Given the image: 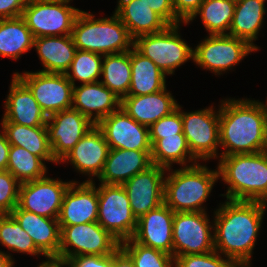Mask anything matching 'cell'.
<instances>
[{
	"label": "cell",
	"instance_id": "cell-19",
	"mask_svg": "<svg viewBox=\"0 0 267 267\" xmlns=\"http://www.w3.org/2000/svg\"><path fill=\"white\" fill-rule=\"evenodd\" d=\"M173 218L174 212L162 203L137 220L132 239L173 256Z\"/></svg>",
	"mask_w": 267,
	"mask_h": 267
},
{
	"label": "cell",
	"instance_id": "cell-20",
	"mask_svg": "<svg viewBox=\"0 0 267 267\" xmlns=\"http://www.w3.org/2000/svg\"><path fill=\"white\" fill-rule=\"evenodd\" d=\"M71 108L88 117L96 125L121 108V98L100 81L75 85Z\"/></svg>",
	"mask_w": 267,
	"mask_h": 267
},
{
	"label": "cell",
	"instance_id": "cell-44",
	"mask_svg": "<svg viewBox=\"0 0 267 267\" xmlns=\"http://www.w3.org/2000/svg\"><path fill=\"white\" fill-rule=\"evenodd\" d=\"M204 0H172V6L176 17L186 23L200 8Z\"/></svg>",
	"mask_w": 267,
	"mask_h": 267
},
{
	"label": "cell",
	"instance_id": "cell-8",
	"mask_svg": "<svg viewBox=\"0 0 267 267\" xmlns=\"http://www.w3.org/2000/svg\"><path fill=\"white\" fill-rule=\"evenodd\" d=\"M60 229L61 261L78 255H110L120 246V242L98 222L60 226Z\"/></svg>",
	"mask_w": 267,
	"mask_h": 267
},
{
	"label": "cell",
	"instance_id": "cell-52",
	"mask_svg": "<svg viewBox=\"0 0 267 267\" xmlns=\"http://www.w3.org/2000/svg\"><path fill=\"white\" fill-rule=\"evenodd\" d=\"M262 105L264 107V110H265V113H266V118H267V101H266L265 104L262 102Z\"/></svg>",
	"mask_w": 267,
	"mask_h": 267
},
{
	"label": "cell",
	"instance_id": "cell-1",
	"mask_svg": "<svg viewBox=\"0 0 267 267\" xmlns=\"http://www.w3.org/2000/svg\"><path fill=\"white\" fill-rule=\"evenodd\" d=\"M264 209L259 201L226 200L214 212L215 251L238 267H250Z\"/></svg>",
	"mask_w": 267,
	"mask_h": 267
},
{
	"label": "cell",
	"instance_id": "cell-13",
	"mask_svg": "<svg viewBox=\"0 0 267 267\" xmlns=\"http://www.w3.org/2000/svg\"><path fill=\"white\" fill-rule=\"evenodd\" d=\"M15 74L31 91L47 116L71 109L73 84L65 73L24 72Z\"/></svg>",
	"mask_w": 267,
	"mask_h": 267
},
{
	"label": "cell",
	"instance_id": "cell-49",
	"mask_svg": "<svg viewBox=\"0 0 267 267\" xmlns=\"http://www.w3.org/2000/svg\"><path fill=\"white\" fill-rule=\"evenodd\" d=\"M47 261L42 262L37 267H66L64 261L58 259H46Z\"/></svg>",
	"mask_w": 267,
	"mask_h": 267
},
{
	"label": "cell",
	"instance_id": "cell-35",
	"mask_svg": "<svg viewBox=\"0 0 267 267\" xmlns=\"http://www.w3.org/2000/svg\"><path fill=\"white\" fill-rule=\"evenodd\" d=\"M7 171L20 183H24L44 178L47 174V167L40 157L25 148L11 145Z\"/></svg>",
	"mask_w": 267,
	"mask_h": 267
},
{
	"label": "cell",
	"instance_id": "cell-39",
	"mask_svg": "<svg viewBox=\"0 0 267 267\" xmlns=\"http://www.w3.org/2000/svg\"><path fill=\"white\" fill-rule=\"evenodd\" d=\"M175 267H238L231 259L222 258L217 251L175 257Z\"/></svg>",
	"mask_w": 267,
	"mask_h": 267
},
{
	"label": "cell",
	"instance_id": "cell-41",
	"mask_svg": "<svg viewBox=\"0 0 267 267\" xmlns=\"http://www.w3.org/2000/svg\"><path fill=\"white\" fill-rule=\"evenodd\" d=\"M20 184L9 171H0V215L11 214L16 208Z\"/></svg>",
	"mask_w": 267,
	"mask_h": 267
},
{
	"label": "cell",
	"instance_id": "cell-4",
	"mask_svg": "<svg viewBox=\"0 0 267 267\" xmlns=\"http://www.w3.org/2000/svg\"><path fill=\"white\" fill-rule=\"evenodd\" d=\"M165 177L164 203L174 212H206V202L215 182L219 179L217 170L196 163L171 171Z\"/></svg>",
	"mask_w": 267,
	"mask_h": 267
},
{
	"label": "cell",
	"instance_id": "cell-32",
	"mask_svg": "<svg viewBox=\"0 0 267 267\" xmlns=\"http://www.w3.org/2000/svg\"><path fill=\"white\" fill-rule=\"evenodd\" d=\"M151 161L152 164L165 169L172 168L171 165L173 163L180 164L182 167L198 163L190 152L187 140L183 133H178L176 136H163V138L158 139L152 145ZM187 161L189 163L192 162L193 164L187 165Z\"/></svg>",
	"mask_w": 267,
	"mask_h": 267
},
{
	"label": "cell",
	"instance_id": "cell-38",
	"mask_svg": "<svg viewBox=\"0 0 267 267\" xmlns=\"http://www.w3.org/2000/svg\"><path fill=\"white\" fill-rule=\"evenodd\" d=\"M120 247L131 257L134 267L175 266V258L172 255L137 243L132 238L120 242Z\"/></svg>",
	"mask_w": 267,
	"mask_h": 267
},
{
	"label": "cell",
	"instance_id": "cell-27",
	"mask_svg": "<svg viewBox=\"0 0 267 267\" xmlns=\"http://www.w3.org/2000/svg\"><path fill=\"white\" fill-rule=\"evenodd\" d=\"M34 48L44 66L40 72L66 73L77 50L71 35L34 38Z\"/></svg>",
	"mask_w": 267,
	"mask_h": 267
},
{
	"label": "cell",
	"instance_id": "cell-25",
	"mask_svg": "<svg viewBox=\"0 0 267 267\" xmlns=\"http://www.w3.org/2000/svg\"><path fill=\"white\" fill-rule=\"evenodd\" d=\"M177 106L178 103L166 87L156 93L121 99V108L136 122L148 127L169 115Z\"/></svg>",
	"mask_w": 267,
	"mask_h": 267
},
{
	"label": "cell",
	"instance_id": "cell-43",
	"mask_svg": "<svg viewBox=\"0 0 267 267\" xmlns=\"http://www.w3.org/2000/svg\"><path fill=\"white\" fill-rule=\"evenodd\" d=\"M154 12L159 14L169 25L182 23L175 15L172 0H141Z\"/></svg>",
	"mask_w": 267,
	"mask_h": 267
},
{
	"label": "cell",
	"instance_id": "cell-42",
	"mask_svg": "<svg viewBox=\"0 0 267 267\" xmlns=\"http://www.w3.org/2000/svg\"><path fill=\"white\" fill-rule=\"evenodd\" d=\"M66 267H112V254L78 255L63 260Z\"/></svg>",
	"mask_w": 267,
	"mask_h": 267
},
{
	"label": "cell",
	"instance_id": "cell-9",
	"mask_svg": "<svg viewBox=\"0 0 267 267\" xmlns=\"http://www.w3.org/2000/svg\"><path fill=\"white\" fill-rule=\"evenodd\" d=\"M80 11L63 2L28 0L22 17L34 38L64 36L71 35Z\"/></svg>",
	"mask_w": 267,
	"mask_h": 267
},
{
	"label": "cell",
	"instance_id": "cell-47",
	"mask_svg": "<svg viewBox=\"0 0 267 267\" xmlns=\"http://www.w3.org/2000/svg\"><path fill=\"white\" fill-rule=\"evenodd\" d=\"M11 144L8 142L4 131L0 133V171H6Z\"/></svg>",
	"mask_w": 267,
	"mask_h": 267
},
{
	"label": "cell",
	"instance_id": "cell-21",
	"mask_svg": "<svg viewBox=\"0 0 267 267\" xmlns=\"http://www.w3.org/2000/svg\"><path fill=\"white\" fill-rule=\"evenodd\" d=\"M110 148L102 131L95 125L61 162L70 161L78 172L99 177L103 171Z\"/></svg>",
	"mask_w": 267,
	"mask_h": 267
},
{
	"label": "cell",
	"instance_id": "cell-15",
	"mask_svg": "<svg viewBox=\"0 0 267 267\" xmlns=\"http://www.w3.org/2000/svg\"><path fill=\"white\" fill-rule=\"evenodd\" d=\"M94 126L88 117L72 108L48 116L46 127L54 159L59 163Z\"/></svg>",
	"mask_w": 267,
	"mask_h": 267
},
{
	"label": "cell",
	"instance_id": "cell-23",
	"mask_svg": "<svg viewBox=\"0 0 267 267\" xmlns=\"http://www.w3.org/2000/svg\"><path fill=\"white\" fill-rule=\"evenodd\" d=\"M9 95L4 103L2 121L28 127L46 126L48 116L39 106L29 88L14 74Z\"/></svg>",
	"mask_w": 267,
	"mask_h": 267
},
{
	"label": "cell",
	"instance_id": "cell-28",
	"mask_svg": "<svg viewBox=\"0 0 267 267\" xmlns=\"http://www.w3.org/2000/svg\"><path fill=\"white\" fill-rule=\"evenodd\" d=\"M1 124L2 130L11 145L25 148L30 153L40 157L44 162L58 163L52 154L46 126L28 127L9 121H2Z\"/></svg>",
	"mask_w": 267,
	"mask_h": 267
},
{
	"label": "cell",
	"instance_id": "cell-11",
	"mask_svg": "<svg viewBox=\"0 0 267 267\" xmlns=\"http://www.w3.org/2000/svg\"><path fill=\"white\" fill-rule=\"evenodd\" d=\"M212 229L206 212L174 213L173 257L214 251Z\"/></svg>",
	"mask_w": 267,
	"mask_h": 267
},
{
	"label": "cell",
	"instance_id": "cell-48",
	"mask_svg": "<svg viewBox=\"0 0 267 267\" xmlns=\"http://www.w3.org/2000/svg\"><path fill=\"white\" fill-rule=\"evenodd\" d=\"M15 262L10 253L0 251V267H13Z\"/></svg>",
	"mask_w": 267,
	"mask_h": 267
},
{
	"label": "cell",
	"instance_id": "cell-24",
	"mask_svg": "<svg viewBox=\"0 0 267 267\" xmlns=\"http://www.w3.org/2000/svg\"><path fill=\"white\" fill-rule=\"evenodd\" d=\"M151 165V150L110 149L98 179L101 184L122 185Z\"/></svg>",
	"mask_w": 267,
	"mask_h": 267
},
{
	"label": "cell",
	"instance_id": "cell-16",
	"mask_svg": "<svg viewBox=\"0 0 267 267\" xmlns=\"http://www.w3.org/2000/svg\"><path fill=\"white\" fill-rule=\"evenodd\" d=\"M96 125L110 149L152 150L149 127L136 122L122 108Z\"/></svg>",
	"mask_w": 267,
	"mask_h": 267
},
{
	"label": "cell",
	"instance_id": "cell-2",
	"mask_svg": "<svg viewBox=\"0 0 267 267\" xmlns=\"http://www.w3.org/2000/svg\"><path fill=\"white\" fill-rule=\"evenodd\" d=\"M219 106V157L267 151V118L262 102L249 99L221 100Z\"/></svg>",
	"mask_w": 267,
	"mask_h": 267
},
{
	"label": "cell",
	"instance_id": "cell-31",
	"mask_svg": "<svg viewBox=\"0 0 267 267\" xmlns=\"http://www.w3.org/2000/svg\"><path fill=\"white\" fill-rule=\"evenodd\" d=\"M34 45V36L22 16L0 19V56L17 60Z\"/></svg>",
	"mask_w": 267,
	"mask_h": 267
},
{
	"label": "cell",
	"instance_id": "cell-14",
	"mask_svg": "<svg viewBox=\"0 0 267 267\" xmlns=\"http://www.w3.org/2000/svg\"><path fill=\"white\" fill-rule=\"evenodd\" d=\"M71 182L45 176L21 183L17 206L39 216L58 219L64 193Z\"/></svg>",
	"mask_w": 267,
	"mask_h": 267
},
{
	"label": "cell",
	"instance_id": "cell-10",
	"mask_svg": "<svg viewBox=\"0 0 267 267\" xmlns=\"http://www.w3.org/2000/svg\"><path fill=\"white\" fill-rule=\"evenodd\" d=\"M254 51L257 50L248 42L234 36L209 35L194 48L193 61L203 69L220 75Z\"/></svg>",
	"mask_w": 267,
	"mask_h": 267
},
{
	"label": "cell",
	"instance_id": "cell-51",
	"mask_svg": "<svg viewBox=\"0 0 267 267\" xmlns=\"http://www.w3.org/2000/svg\"><path fill=\"white\" fill-rule=\"evenodd\" d=\"M46 1H52V2H63V3H69L72 0H46Z\"/></svg>",
	"mask_w": 267,
	"mask_h": 267
},
{
	"label": "cell",
	"instance_id": "cell-30",
	"mask_svg": "<svg viewBox=\"0 0 267 267\" xmlns=\"http://www.w3.org/2000/svg\"><path fill=\"white\" fill-rule=\"evenodd\" d=\"M131 85L127 96L156 93L166 87V75L149 58L134 47L130 50Z\"/></svg>",
	"mask_w": 267,
	"mask_h": 267
},
{
	"label": "cell",
	"instance_id": "cell-22",
	"mask_svg": "<svg viewBox=\"0 0 267 267\" xmlns=\"http://www.w3.org/2000/svg\"><path fill=\"white\" fill-rule=\"evenodd\" d=\"M11 215L47 259L59 260L61 229L58 219L39 216L16 206Z\"/></svg>",
	"mask_w": 267,
	"mask_h": 267
},
{
	"label": "cell",
	"instance_id": "cell-33",
	"mask_svg": "<svg viewBox=\"0 0 267 267\" xmlns=\"http://www.w3.org/2000/svg\"><path fill=\"white\" fill-rule=\"evenodd\" d=\"M101 74L104 86L121 99L128 95L131 85L130 51L104 55Z\"/></svg>",
	"mask_w": 267,
	"mask_h": 267
},
{
	"label": "cell",
	"instance_id": "cell-50",
	"mask_svg": "<svg viewBox=\"0 0 267 267\" xmlns=\"http://www.w3.org/2000/svg\"><path fill=\"white\" fill-rule=\"evenodd\" d=\"M262 207L264 209V211L267 208V195L263 198V200L261 201Z\"/></svg>",
	"mask_w": 267,
	"mask_h": 267
},
{
	"label": "cell",
	"instance_id": "cell-12",
	"mask_svg": "<svg viewBox=\"0 0 267 267\" xmlns=\"http://www.w3.org/2000/svg\"><path fill=\"white\" fill-rule=\"evenodd\" d=\"M183 134L187 140L190 152L198 160L217 158L220 145L219 110L213 106L203 110L182 112Z\"/></svg>",
	"mask_w": 267,
	"mask_h": 267
},
{
	"label": "cell",
	"instance_id": "cell-6",
	"mask_svg": "<svg viewBox=\"0 0 267 267\" xmlns=\"http://www.w3.org/2000/svg\"><path fill=\"white\" fill-rule=\"evenodd\" d=\"M179 26L169 25L161 32L142 35L134 40L133 47L153 61L165 75H173L177 67L193 60L194 49L179 35Z\"/></svg>",
	"mask_w": 267,
	"mask_h": 267
},
{
	"label": "cell",
	"instance_id": "cell-3",
	"mask_svg": "<svg viewBox=\"0 0 267 267\" xmlns=\"http://www.w3.org/2000/svg\"><path fill=\"white\" fill-rule=\"evenodd\" d=\"M219 178L228 184L227 200L259 201L267 195V151L220 157Z\"/></svg>",
	"mask_w": 267,
	"mask_h": 267
},
{
	"label": "cell",
	"instance_id": "cell-37",
	"mask_svg": "<svg viewBox=\"0 0 267 267\" xmlns=\"http://www.w3.org/2000/svg\"><path fill=\"white\" fill-rule=\"evenodd\" d=\"M103 57L102 54L77 49L74 59L65 73L66 77L73 86H75V80L82 82V84L99 81Z\"/></svg>",
	"mask_w": 267,
	"mask_h": 267
},
{
	"label": "cell",
	"instance_id": "cell-29",
	"mask_svg": "<svg viewBox=\"0 0 267 267\" xmlns=\"http://www.w3.org/2000/svg\"><path fill=\"white\" fill-rule=\"evenodd\" d=\"M265 0H240L236 2L235 11L228 35L248 42L256 50L254 45L258 33L264 22Z\"/></svg>",
	"mask_w": 267,
	"mask_h": 267
},
{
	"label": "cell",
	"instance_id": "cell-26",
	"mask_svg": "<svg viewBox=\"0 0 267 267\" xmlns=\"http://www.w3.org/2000/svg\"><path fill=\"white\" fill-rule=\"evenodd\" d=\"M115 14L127 27L133 40L142 35L158 33L169 24L141 0H118Z\"/></svg>",
	"mask_w": 267,
	"mask_h": 267
},
{
	"label": "cell",
	"instance_id": "cell-17",
	"mask_svg": "<svg viewBox=\"0 0 267 267\" xmlns=\"http://www.w3.org/2000/svg\"><path fill=\"white\" fill-rule=\"evenodd\" d=\"M167 169L152 164L122 184L136 219L164 203V182Z\"/></svg>",
	"mask_w": 267,
	"mask_h": 267
},
{
	"label": "cell",
	"instance_id": "cell-45",
	"mask_svg": "<svg viewBox=\"0 0 267 267\" xmlns=\"http://www.w3.org/2000/svg\"><path fill=\"white\" fill-rule=\"evenodd\" d=\"M28 0H0V19L22 16Z\"/></svg>",
	"mask_w": 267,
	"mask_h": 267
},
{
	"label": "cell",
	"instance_id": "cell-46",
	"mask_svg": "<svg viewBox=\"0 0 267 267\" xmlns=\"http://www.w3.org/2000/svg\"><path fill=\"white\" fill-rule=\"evenodd\" d=\"M112 267H134L131 257L120 246L112 253Z\"/></svg>",
	"mask_w": 267,
	"mask_h": 267
},
{
	"label": "cell",
	"instance_id": "cell-36",
	"mask_svg": "<svg viewBox=\"0 0 267 267\" xmlns=\"http://www.w3.org/2000/svg\"><path fill=\"white\" fill-rule=\"evenodd\" d=\"M0 244L13 252L42 254L11 214L0 215Z\"/></svg>",
	"mask_w": 267,
	"mask_h": 267
},
{
	"label": "cell",
	"instance_id": "cell-40",
	"mask_svg": "<svg viewBox=\"0 0 267 267\" xmlns=\"http://www.w3.org/2000/svg\"><path fill=\"white\" fill-rule=\"evenodd\" d=\"M181 108L178 104L169 115L162 117L149 127L151 145L163 136H176L178 133H183Z\"/></svg>",
	"mask_w": 267,
	"mask_h": 267
},
{
	"label": "cell",
	"instance_id": "cell-5",
	"mask_svg": "<svg viewBox=\"0 0 267 267\" xmlns=\"http://www.w3.org/2000/svg\"><path fill=\"white\" fill-rule=\"evenodd\" d=\"M71 37L78 50L102 55L130 51L134 44L127 27L115 13L110 18L95 19L93 14L81 10Z\"/></svg>",
	"mask_w": 267,
	"mask_h": 267
},
{
	"label": "cell",
	"instance_id": "cell-18",
	"mask_svg": "<svg viewBox=\"0 0 267 267\" xmlns=\"http://www.w3.org/2000/svg\"><path fill=\"white\" fill-rule=\"evenodd\" d=\"M81 184L72 181L64 193L58 216L59 226L97 222L98 191L92 178Z\"/></svg>",
	"mask_w": 267,
	"mask_h": 267
},
{
	"label": "cell",
	"instance_id": "cell-34",
	"mask_svg": "<svg viewBox=\"0 0 267 267\" xmlns=\"http://www.w3.org/2000/svg\"><path fill=\"white\" fill-rule=\"evenodd\" d=\"M236 2L231 0H204L200 8L185 23L188 24L199 14L209 35L228 34Z\"/></svg>",
	"mask_w": 267,
	"mask_h": 267
},
{
	"label": "cell",
	"instance_id": "cell-7",
	"mask_svg": "<svg viewBox=\"0 0 267 267\" xmlns=\"http://www.w3.org/2000/svg\"><path fill=\"white\" fill-rule=\"evenodd\" d=\"M97 191L99 225L119 242L132 238L137 228V219L124 187L117 184H100Z\"/></svg>",
	"mask_w": 267,
	"mask_h": 267
}]
</instances>
